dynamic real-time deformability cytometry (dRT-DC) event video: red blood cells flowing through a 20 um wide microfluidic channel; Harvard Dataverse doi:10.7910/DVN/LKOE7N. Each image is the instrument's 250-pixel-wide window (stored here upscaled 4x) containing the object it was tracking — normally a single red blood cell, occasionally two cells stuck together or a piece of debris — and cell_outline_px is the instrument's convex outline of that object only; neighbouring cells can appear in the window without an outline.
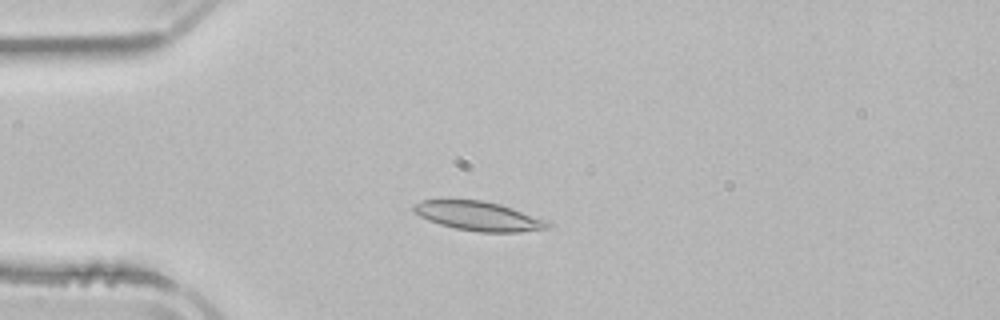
{"species": "common noctule bat (a hibernating species)", "species_latin": "Nyctalus noctula", "temperature_condition": "room temperature", "stored_images_in_passage": 5, "camera_frame_rate_fps": 3000, "um_per_image_px": 0.085, "animal": {"sex": "male", "body_mass_g": 21.5, "forearm_length_mm": 52.0}, "frame": {"image": 1, "passage_image": 5, "time_ms": 6.333, "image_size_px": [1000, 320], "cell_outline_px": [[552, 224], [548, 228], [520, 232], [480, 232], [456, 228], [440, 224], [428, 220], [412, 212], [412, 204], [420, 200], [440, 196], [448, 196], [480, 200], [500, 204], [548, 220]], "centroid_in_image_um": [40.56, 18.3], "position_along_channel_um": 44.4, "area_um2": 23.81}}